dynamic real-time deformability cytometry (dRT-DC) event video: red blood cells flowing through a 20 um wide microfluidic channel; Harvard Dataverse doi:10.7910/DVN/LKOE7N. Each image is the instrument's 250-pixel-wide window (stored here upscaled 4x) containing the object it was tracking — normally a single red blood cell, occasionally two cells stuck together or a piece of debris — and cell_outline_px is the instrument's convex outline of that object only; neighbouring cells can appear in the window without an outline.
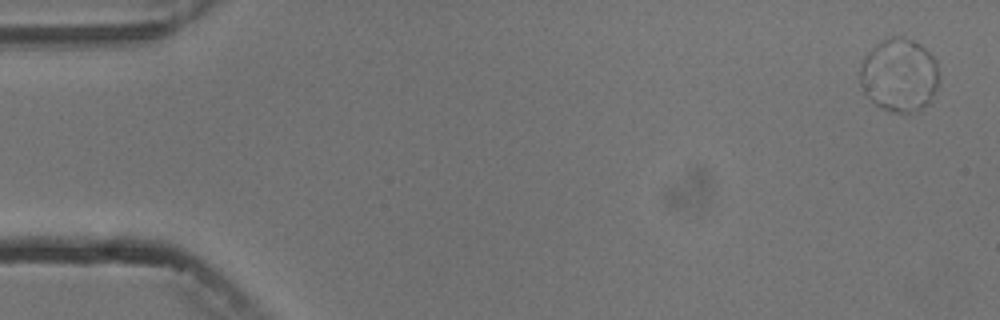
{"species": "common noctule bat (a hibernating species)", "species_latin": "Nyctalus noctula", "temperature_condition": "cold", "stored_images_in_passage": 5, "camera_frame_rate_fps": 3000, "um_per_image_px": 0.085, "animal": {"sex": "male", "body_mass_g": 13.3}, "frame": {"image": 1, "passage_image": 1, "time_ms": 0.0, "image_size_px": [1000, 320], "cell_outline_px": [[940, 76], [936, 88], [928, 104], [920, 108], [908, 112], [892, 112], [876, 104], [864, 92], [860, 84], [860, 68], [864, 56], [880, 40], [892, 36], [900, 36], [912, 40], [920, 44], [936, 60]], "centroid_in_image_um": [76.43, 6.35], "position_along_channel_um": 8.6, "area_um2": 33.64}}